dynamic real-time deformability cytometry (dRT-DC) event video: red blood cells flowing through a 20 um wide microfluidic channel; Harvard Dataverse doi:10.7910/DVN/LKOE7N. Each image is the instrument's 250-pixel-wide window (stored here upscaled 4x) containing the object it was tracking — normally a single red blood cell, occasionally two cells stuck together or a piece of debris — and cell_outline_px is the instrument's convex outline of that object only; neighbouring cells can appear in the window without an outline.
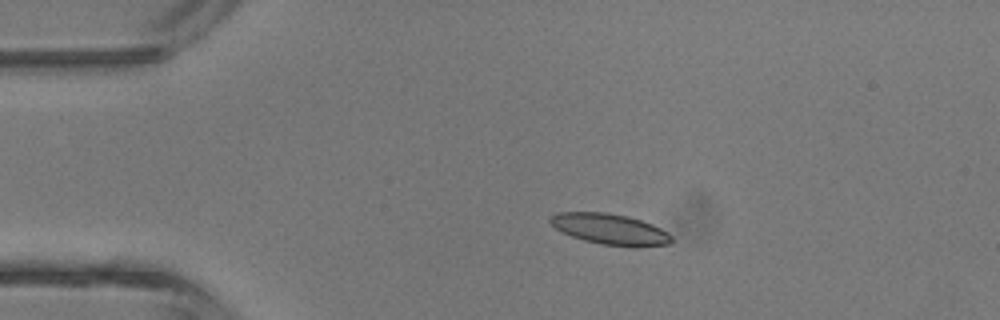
{"species": "common noctule bat (a hibernating species)", "species_latin": "Nyctalus noctula", "temperature_condition": "room temperature", "stored_images_in_passage": 3, "camera_frame_rate_fps": 3000, "um_per_image_px": 0.085, "animal": {"sex": "male", "body_mass_g": 13.3}, "frame": {"image": 1, "passage_image": 2, "time_ms": 1.0, "image_size_px": [1000, 320], "cell_outline_px": [[672, 240], [668, 244], [636, 248], [632, 248], [604, 244], [584, 240], [572, 236], [556, 228], [548, 220], [556, 212], [604, 212], [628, 216], [652, 224], [660, 228], [672, 236]], "centroid_in_image_um": [51.88, 19.48], "position_along_channel_um": 33.1, "area_um2": 21.73}}